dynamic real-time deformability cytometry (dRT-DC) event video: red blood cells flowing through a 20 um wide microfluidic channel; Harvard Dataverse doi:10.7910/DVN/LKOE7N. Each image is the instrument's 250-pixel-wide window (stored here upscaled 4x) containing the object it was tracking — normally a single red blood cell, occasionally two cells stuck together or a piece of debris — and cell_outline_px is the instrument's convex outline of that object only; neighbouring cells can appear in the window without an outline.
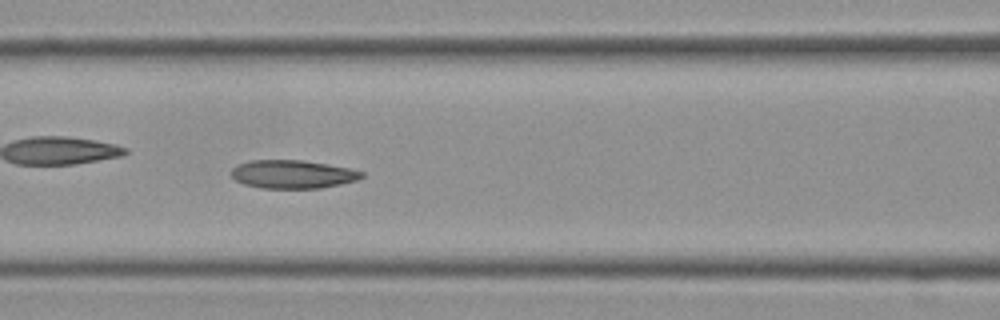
{"species": "Egyptian fruit bat (a non-hibernating species)", "species_latin": "Rousettus aegyptiacus", "temperature_condition": "cold", "stored_images_in_passage": 58, "camera_frame_rate_fps": 3000, "um_per_image_px": 0.085, "frame": {"image": 1, "passage_image": 25, "time_ms": 8.0, "image_size_px": [1000, 320], "cell_outline_px": [[364, 176], [356, 180], [340, 184], [320, 188], [260, 188], [244, 184], [236, 180], [232, 176], [232, 168], [240, 164], [252, 160], [304, 160], [348, 168], [364, 172]], "centroid_in_image_um": [24.88, 14.81], "position_along_channel_um": 141.7, "area_um2": 21.33}, "authors_computed_cell_mechanics": {"area_um2": 21.8484, "velocity_mm_per_s": 3.4867, "shape_relaxation_time_tau1_ms": null, "shape_relaxation_time_tau2_ms": 3.4083, "deformation_change_tau1": null, "deformation_change_tau2": 0.091}}